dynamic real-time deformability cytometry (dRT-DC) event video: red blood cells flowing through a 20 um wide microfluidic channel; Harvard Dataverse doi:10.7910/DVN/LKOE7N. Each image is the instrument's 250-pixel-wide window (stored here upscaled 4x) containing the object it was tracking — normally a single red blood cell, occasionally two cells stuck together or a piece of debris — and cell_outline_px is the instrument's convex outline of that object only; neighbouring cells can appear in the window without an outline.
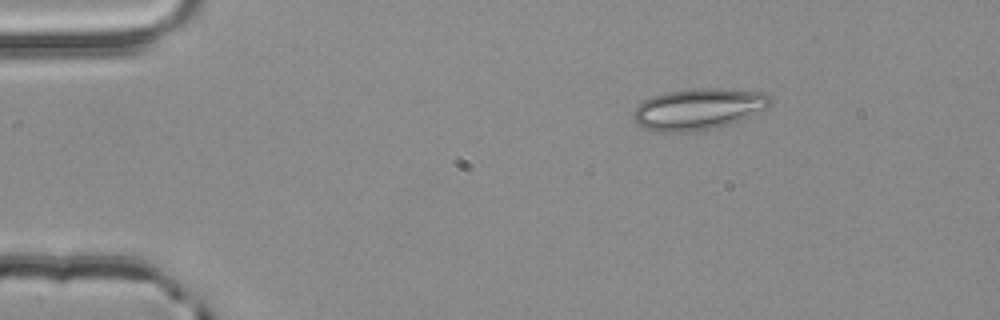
{"species": "common noctule bat (a hibernating species)", "species_latin": "Nyctalus noctula", "temperature_condition": "room temperature", "stored_images_in_passage": 46, "camera_frame_rate_fps": 3000, "um_per_image_px": 0.085, "animal": {"sex": "male", "body_mass_g": 20.4}, "frame": {"image": 1, "passage_image": 1, "time_ms": 0.0, "image_size_px": [1000, 320], "cell_outline_px": [[772, 104], [768, 108], [728, 124], [712, 128], [692, 132], [652, 132], [636, 124], [632, 116], [632, 112], [644, 100], [652, 96], [664, 92], [692, 88], [720, 88], [764, 92], [772, 96]], "centroid_in_image_um": [59.34, 9.26], "position_along_channel_um": 25.7, "area_um2": 33.29}}
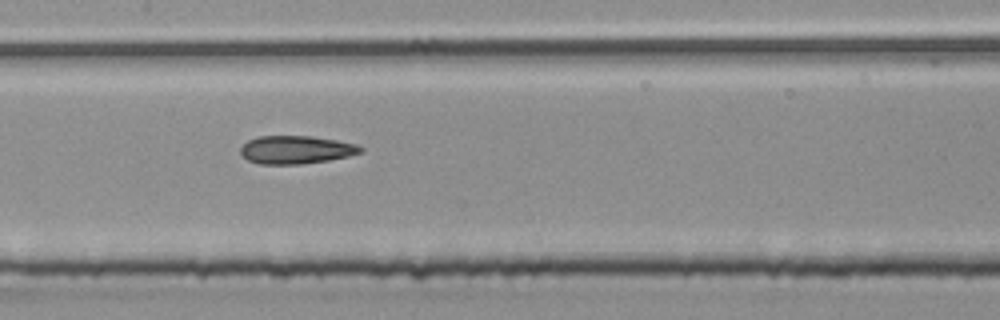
{"frame": {"image": 2, "passage_image": 19, "time_ms": 6.0, "image_size_px": [1000, 320], "cell_outline_px": [[364, 152], [348, 156], [328, 160], [300, 164], [260, 164], [248, 160], [240, 152], [240, 148], [248, 140], [256, 136], [312, 136], [336, 140], [356, 144], [364, 148]], "centroid_in_image_um": [25.17, 12.72], "position_along_channel_um": 182.2, "area_um2": 19.65}}
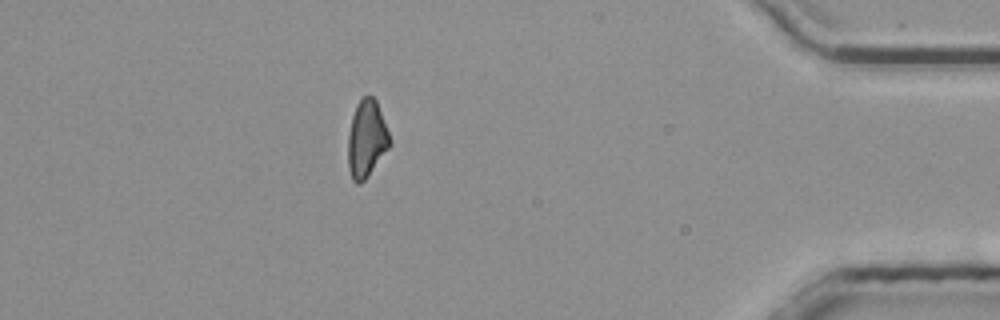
{"frame": {"image": 3, "passage_image": 40, "time_ms": 13.0, "image_size_px": [1000, 320], "cell_outline_px": [[392, 144], [368, 176], [360, 184], [356, 184], [352, 180], [348, 168], [348, 132], [352, 116], [356, 104], [364, 96], [372, 96], [376, 100], [388, 132]], "centroid_in_image_um": [31.14, 11.83], "position_along_channel_um": 404.1, "area_um2": 18.79}, "authors_computed_cell_mechanics": {"area_um2": 19.5942, "velocity_mm_per_s": 3.8528, "shape_relaxation_time_tau1_ms": null, "shape_relaxation_time_tau2_ms": 4.7162, "deformation_change_tau1": null, "deformation_change_tau2": 0.154}}